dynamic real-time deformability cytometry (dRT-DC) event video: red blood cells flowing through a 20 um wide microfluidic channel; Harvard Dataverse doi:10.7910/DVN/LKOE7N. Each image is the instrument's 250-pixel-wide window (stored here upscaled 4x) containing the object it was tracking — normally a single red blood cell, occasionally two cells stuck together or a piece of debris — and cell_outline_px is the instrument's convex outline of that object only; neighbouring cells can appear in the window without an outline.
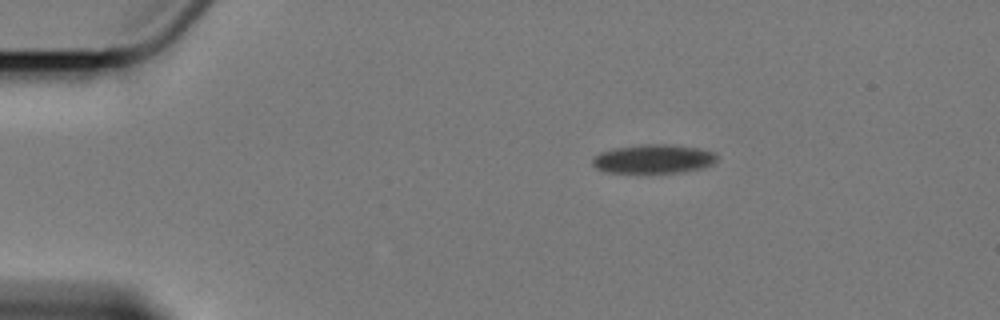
{"species": "Egyptian fruit bat (a non-hibernating species)", "species_latin": "Rousettus aegyptiacus", "temperature_condition": "cold", "stored_images_in_passage": 3, "camera_frame_rate_fps": 3000, "um_per_image_px": 0.085, "animal": {"sex": "female"}, "frame": {"image": 1, "passage_image": 1, "time_ms": 0.0, "image_size_px": [1000, 320], "cell_outline_px": [[720, 156], [712, 164], [700, 168], [684, 172], [608, 172], [596, 168], [592, 164], [592, 156], [600, 152], [616, 148], [640, 144], [668, 144], [700, 148], [716, 152]], "centroid_in_image_um": [55.57, 13.49], "position_along_channel_um": 29.4, "area_um2": 21.04}}